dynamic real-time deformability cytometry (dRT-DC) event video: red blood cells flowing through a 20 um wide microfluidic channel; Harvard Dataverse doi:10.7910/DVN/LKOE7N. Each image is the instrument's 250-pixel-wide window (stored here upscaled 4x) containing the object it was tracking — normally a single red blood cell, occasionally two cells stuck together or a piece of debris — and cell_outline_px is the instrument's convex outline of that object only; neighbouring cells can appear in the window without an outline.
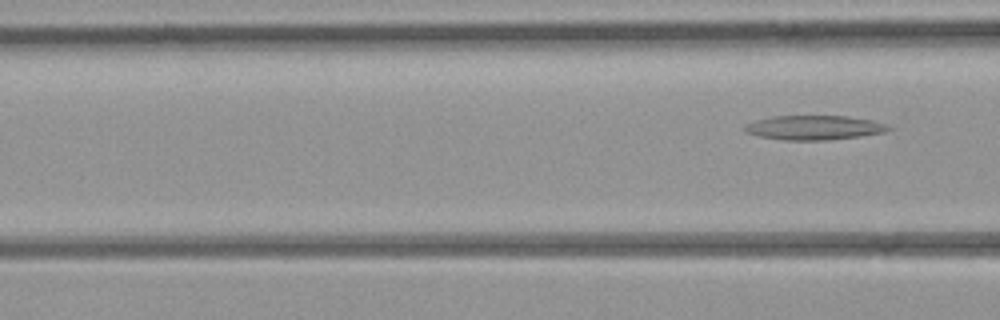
{"species": "common noctule bat (a hibernating species)", "species_latin": "Nyctalus noctula", "temperature_condition": "room temperature", "stored_images_in_passage": 6, "camera_frame_rate_fps": 3000, "um_per_image_px": 0.085, "animal": {"sex": "female", "body_mass_g": 21.9}, "frame": {"image": 1, "passage_image": 6, "time_ms": 5.667, "image_size_px": [1000, 320], "cell_outline_px": [[892, 128], [884, 132], [860, 136], [828, 140], [784, 140], [760, 136], [748, 132], [744, 128], [744, 124], [756, 120], [772, 116], [848, 116], [872, 120], [888, 124]], "centroid_in_image_um": [69.23, 10.84], "position_along_channel_um": 97.4, "area_um2": 20.35}}